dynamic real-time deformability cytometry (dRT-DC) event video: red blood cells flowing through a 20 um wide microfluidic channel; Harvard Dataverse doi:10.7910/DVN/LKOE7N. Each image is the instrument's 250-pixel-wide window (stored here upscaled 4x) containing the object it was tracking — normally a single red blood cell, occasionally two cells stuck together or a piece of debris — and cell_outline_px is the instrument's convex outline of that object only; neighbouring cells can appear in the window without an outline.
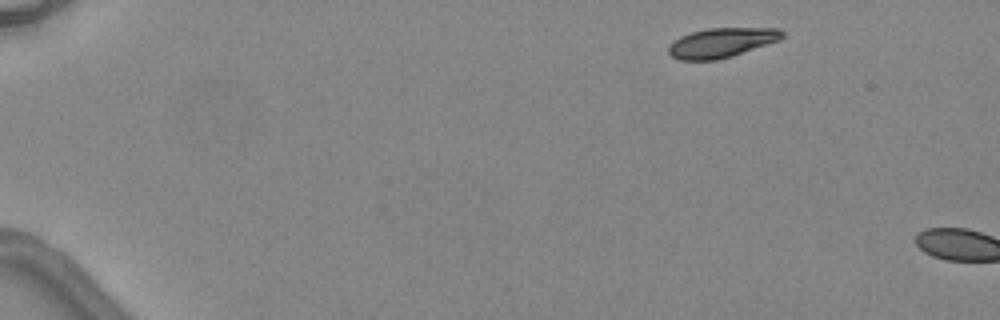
{"species": "common noctule bat (a hibernating species)", "species_latin": "Nyctalus noctula", "temperature_condition": "warm", "stored_images_in_passage": 2, "camera_frame_rate_fps": 3000, "um_per_image_px": 0.085, "animal": {"sex": "female", "body_mass_g": 24.6, "forearm_length_mm": 56.2}, "frame": {"image": 1, "passage_image": 1, "time_ms": 0.0, "image_size_px": [1000, 320], "cell_outline_px": [[784, 36], [780, 40], [732, 56], [716, 60], [680, 60], [672, 56], [668, 52], [668, 44], [680, 36], [692, 32], [708, 28], [780, 28], [784, 32]], "centroid_in_image_um": [61.33, 3.62], "position_along_channel_um": 23.7, "area_um2": 19.65}}